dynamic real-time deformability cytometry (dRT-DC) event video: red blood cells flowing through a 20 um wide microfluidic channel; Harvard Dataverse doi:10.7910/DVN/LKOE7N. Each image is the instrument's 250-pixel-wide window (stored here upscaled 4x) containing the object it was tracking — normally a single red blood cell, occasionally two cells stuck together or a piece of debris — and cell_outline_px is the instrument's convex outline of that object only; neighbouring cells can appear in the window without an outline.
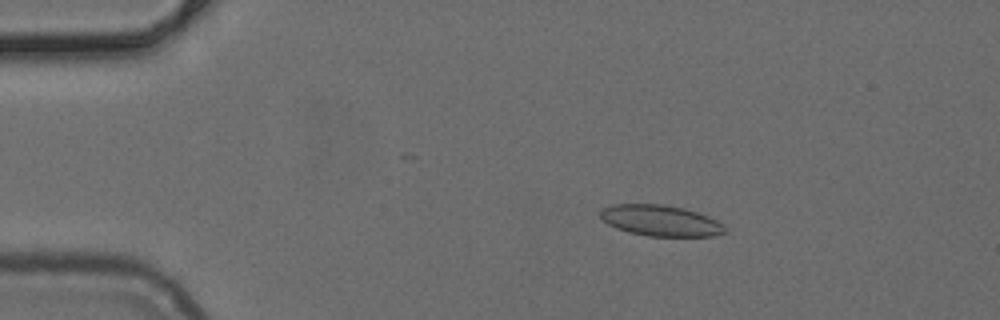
{"species": "common noctule bat (a hibernating species)", "species_latin": "Nyctalus noctula", "temperature_condition": "cold", "stored_images_in_passage": 36, "camera_frame_rate_fps": 3000, "um_per_image_px": 0.085, "animal": {"sex": "female", "body_mass_g": 24.6, "forearm_length_mm": 56.2}, "frame": {"image": 1, "passage_image": 4, "time_ms": 1.0, "image_size_px": [1000, 320], "cell_outline_px": [[724, 232], [712, 236], [648, 236], [628, 232], [616, 228], [608, 224], [600, 216], [600, 208], [612, 204], [664, 204], [684, 208], [708, 216], [724, 224]], "centroid_in_image_um": [56.11, 18.74], "position_along_channel_um": 28.9, "area_um2": 22.48}}
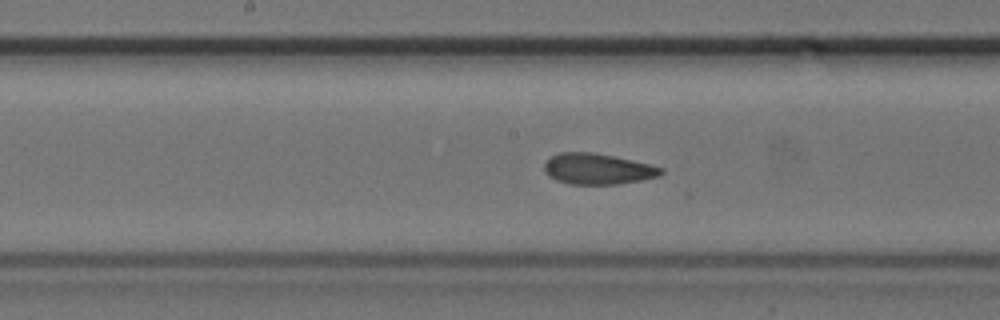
{"frame": {"image": 2, "passage_image": 21, "time_ms": 6.667, "image_size_px": [1000, 320], "cell_outline_px": [[664, 172], [660, 176], [640, 180], [616, 184], [572, 184], [556, 180], [548, 176], [544, 172], [544, 160], [560, 152], [592, 152], [632, 160], [664, 168]], "centroid_in_image_um": [50.77, 14.35], "position_along_channel_um": 197.4, "area_um2": 20.98}}
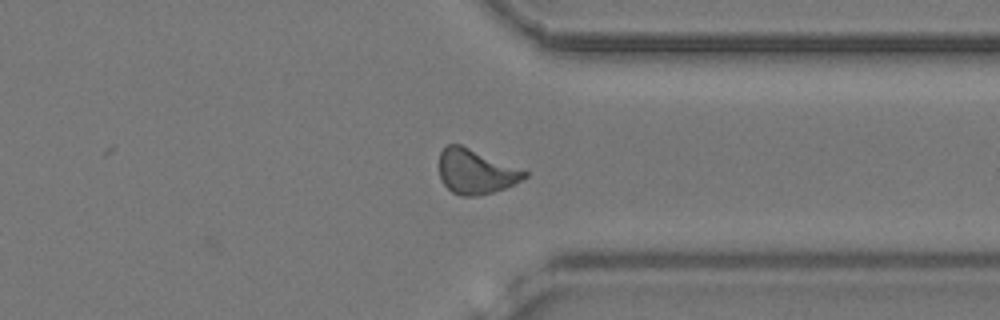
{"frame": {"image": 3, "passage_image": 34, "time_ms": 11.0, "image_size_px": [1000, 320], "cell_outline_px": [[528, 176], [504, 188], [492, 192], [476, 196], [460, 196], [452, 192], [440, 180], [440, 152], [448, 144], [460, 144], [528, 172]], "centroid_in_image_um": [40.4, 14.59], "position_along_channel_um": 371.0, "area_um2": 21.79}}